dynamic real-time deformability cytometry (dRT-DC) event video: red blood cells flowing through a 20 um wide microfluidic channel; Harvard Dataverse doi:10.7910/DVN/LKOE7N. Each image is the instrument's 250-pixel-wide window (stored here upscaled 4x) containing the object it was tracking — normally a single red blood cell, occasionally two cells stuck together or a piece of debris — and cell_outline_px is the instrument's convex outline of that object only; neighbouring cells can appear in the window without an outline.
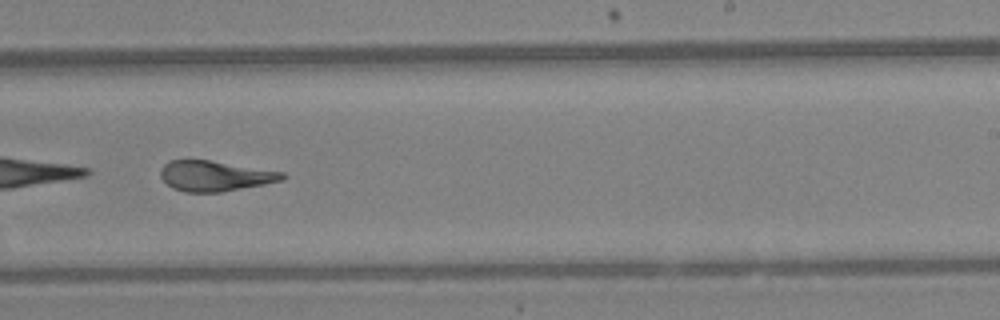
{"species": "Egyptian fruit bat (a non-hibernating species)", "species_latin": "Rousettus aegyptiacus", "temperature_condition": "warm", "stored_images_in_passage": 39, "camera_frame_rate_fps": 3000, "um_per_image_px": 0.085, "animal": {"sex": "female"}, "frame": {"image": 1, "passage_image": 23, "time_ms": 7.333, "image_size_px": [1000, 320], "cell_outline_px": [[288, 176], [284, 180], [224, 192], [184, 192], [172, 188], [160, 176], [160, 168], [168, 160], [208, 160], [284, 172]], "centroid_in_image_um": [18.27, 14.96], "position_along_channel_um": 270.7, "area_um2": 21.62}, "authors_computed_cell_mechanics": {"area_um2": 23.6402, "velocity_mm_per_s": 4.5366, "shape_relaxation_time_tau1_ms": null, "shape_relaxation_time_tau2_ms": 1.6039, "deformation_change_tau1": null, "deformation_change_tau2": 0.0824}}